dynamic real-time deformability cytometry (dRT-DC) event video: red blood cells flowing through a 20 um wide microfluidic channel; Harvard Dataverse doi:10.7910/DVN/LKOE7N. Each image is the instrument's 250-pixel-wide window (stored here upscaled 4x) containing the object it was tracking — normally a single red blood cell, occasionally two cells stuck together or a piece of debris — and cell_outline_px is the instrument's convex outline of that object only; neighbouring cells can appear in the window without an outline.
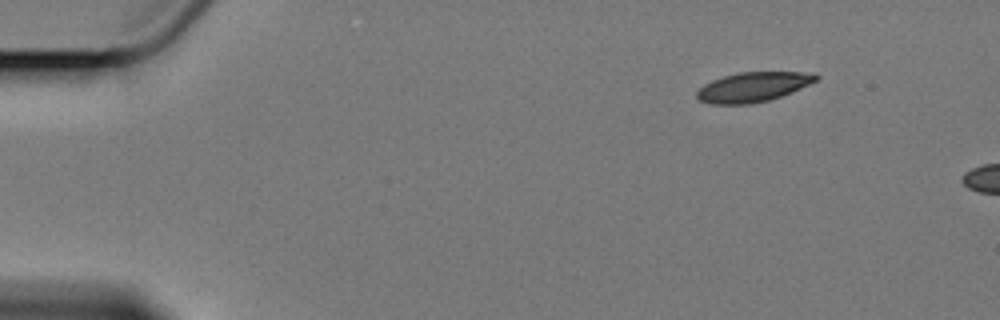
{"species": "Egyptian fruit bat (a non-hibernating species)", "species_latin": "Rousettus aegyptiacus", "temperature_condition": "cold", "stored_images_in_passage": 5, "camera_frame_rate_fps": 3000, "um_per_image_px": 0.085, "animal": {"sex": "female"}, "frame": {"image": 1, "passage_image": 1, "time_ms": 0.0, "image_size_px": [1000, 320], "cell_outline_px": [[820, 76], [816, 80], [792, 92], [768, 100], [748, 104], [708, 104], [696, 100], [696, 92], [704, 84], [712, 80], [724, 76], [740, 72], [816, 72]], "centroid_in_image_um": [63.98, 7.39], "position_along_channel_um": 21.0, "area_um2": 20.63}}